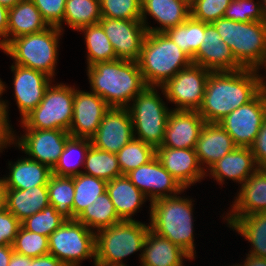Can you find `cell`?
I'll use <instances>...</instances> for the list:
<instances>
[{
	"label": "cell",
	"instance_id": "cell-1",
	"mask_svg": "<svg viewBox=\"0 0 266 266\" xmlns=\"http://www.w3.org/2000/svg\"><path fill=\"white\" fill-rule=\"evenodd\" d=\"M259 70L211 72L198 113L206 123H219L233 110L251 101L262 89Z\"/></svg>",
	"mask_w": 266,
	"mask_h": 266
},
{
	"label": "cell",
	"instance_id": "cell-2",
	"mask_svg": "<svg viewBox=\"0 0 266 266\" xmlns=\"http://www.w3.org/2000/svg\"><path fill=\"white\" fill-rule=\"evenodd\" d=\"M91 91L110 106L127 108L147 84L137 61L116 59L87 67Z\"/></svg>",
	"mask_w": 266,
	"mask_h": 266
},
{
	"label": "cell",
	"instance_id": "cell-3",
	"mask_svg": "<svg viewBox=\"0 0 266 266\" xmlns=\"http://www.w3.org/2000/svg\"><path fill=\"white\" fill-rule=\"evenodd\" d=\"M179 195L181 194L150 203L149 226L150 230L177 244L194 259V200Z\"/></svg>",
	"mask_w": 266,
	"mask_h": 266
},
{
	"label": "cell",
	"instance_id": "cell-4",
	"mask_svg": "<svg viewBox=\"0 0 266 266\" xmlns=\"http://www.w3.org/2000/svg\"><path fill=\"white\" fill-rule=\"evenodd\" d=\"M147 86L161 87L192 59L164 32H147L137 60Z\"/></svg>",
	"mask_w": 266,
	"mask_h": 266
},
{
	"label": "cell",
	"instance_id": "cell-5",
	"mask_svg": "<svg viewBox=\"0 0 266 266\" xmlns=\"http://www.w3.org/2000/svg\"><path fill=\"white\" fill-rule=\"evenodd\" d=\"M231 48L236 61L246 69L266 65V25L262 21L238 22L219 18L212 23Z\"/></svg>",
	"mask_w": 266,
	"mask_h": 266
},
{
	"label": "cell",
	"instance_id": "cell-6",
	"mask_svg": "<svg viewBox=\"0 0 266 266\" xmlns=\"http://www.w3.org/2000/svg\"><path fill=\"white\" fill-rule=\"evenodd\" d=\"M63 33L58 27L49 26L40 32L12 39L2 50L14 60L12 64L41 71L54 79L59 37Z\"/></svg>",
	"mask_w": 266,
	"mask_h": 266
},
{
	"label": "cell",
	"instance_id": "cell-7",
	"mask_svg": "<svg viewBox=\"0 0 266 266\" xmlns=\"http://www.w3.org/2000/svg\"><path fill=\"white\" fill-rule=\"evenodd\" d=\"M159 89L160 87L147 86L127 107L132 119L134 138L155 149L162 145L167 119L172 111L161 99Z\"/></svg>",
	"mask_w": 266,
	"mask_h": 266
},
{
	"label": "cell",
	"instance_id": "cell-8",
	"mask_svg": "<svg viewBox=\"0 0 266 266\" xmlns=\"http://www.w3.org/2000/svg\"><path fill=\"white\" fill-rule=\"evenodd\" d=\"M149 224L140 221H122L95 232V260L126 265L125 257L140 251V260Z\"/></svg>",
	"mask_w": 266,
	"mask_h": 266
},
{
	"label": "cell",
	"instance_id": "cell-9",
	"mask_svg": "<svg viewBox=\"0 0 266 266\" xmlns=\"http://www.w3.org/2000/svg\"><path fill=\"white\" fill-rule=\"evenodd\" d=\"M73 86L52 83L46 89L40 104L20 123L24 129L69 131L73 118Z\"/></svg>",
	"mask_w": 266,
	"mask_h": 266
},
{
	"label": "cell",
	"instance_id": "cell-10",
	"mask_svg": "<svg viewBox=\"0 0 266 266\" xmlns=\"http://www.w3.org/2000/svg\"><path fill=\"white\" fill-rule=\"evenodd\" d=\"M49 254L66 266L95 260V233L77 220H66L48 237Z\"/></svg>",
	"mask_w": 266,
	"mask_h": 266
},
{
	"label": "cell",
	"instance_id": "cell-11",
	"mask_svg": "<svg viewBox=\"0 0 266 266\" xmlns=\"http://www.w3.org/2000/svg\"><path fill=\"white\" fill-rule=\"evenodd\" d=\"M211 72L192 63L161 86L162 95L176 106L172 110L198 111Z\"/></svg>",
	"mask_w": 266,
	"mask_h": 266
},
{
	"label": "cell",
	"instance_id": "cell-12",
	"mask_svg": "<svg viewBox=\"0 0 266 266\" xmlns=\"http://www.w3.org/2000/svg\"><path fill=\"white\" fill-rule=\"evenodd\" d=\"M266 117V90L251 101L233 110L219 124L231 136L237 147H251Z\"/></svg>",
	"mask_w": 266,
	"mask_h": 266
},
{
	"label": "cell",
	"instance_id": "cell-13",
	"mask_svg": "<svg viewBox=\"0 0 266 266\" xmlns=\"http://www.w3.org/2000/svg\"><path fill=\"white\" fill-rule=\"evenodd\" d=\"M23 131L25 133L21 136L16 135V147L28 155L29 159L53 169L63 153L67 140L71 137L69 132L60 129H25Z\"/></svg>",
	"mask_w": 266,
	"mask_h": 266
},
{
	"label": "cell",
	"instance_id": "cell-14",
	"mask_svg": "<svg viewBox=\"0 0 266 266\" xmlns=\"http://www.w3.org/2000/svg\"><path fill=\"white\" fill-rule=\"evenodd\" d=\"M117 59L137 61L147 30L141 20L102 17L99 21Z\"/></svg>",
	"mask_w": 266,
	"mask_h": 266
},
{
	"label": "cell",
	"instance_id": "cell-15",
	"mask_svg": "<svg viewBox=\"0 0 266 266\" xmlns=\"http://www.w3.org/2000/svg\"><path fill=\"white\" fill-rule=\"evenodd\" d=\"M126 176L145 194L150 203L157 199L182 194L185 190L156 156L147 164L127 173Z\"/></svg>",
	"mask_w": 266,
	"mask_h": 266
},
{
	"label": "cell",
	"instance_id": "cell-16",
	"mask_svg": "<svg viewBox=\"0 0 266 266\" xmlns=\"http://www.w3.org/2000/svg\"><path fill=\"white\" fill-rule=\"evenodd\" d=\"M133 138V124L129 110L110 107L90 140L95 148L117 154Z\"/></svg>",
	"mask_w": 266,
	"mask_h": 266
},
{
	"label": "cell",
	"instance_id": "cell-17",
	"mask_svg": "<svg viewBox=\"0 0 266 266\" xmlns=\"http://www.w3.org/2000/svg\"><path fill=\"white\" fill-rule=\"evenodd\" d=\"M110 106L94 92L74 91L73 118L69 134L76 138L91 139Z\"/></svg>",
	"mask_w": 266,
	"mask_h": 266
},
{
	"label": "cell",
	"instance_id": "cell-18",
	"mask_svg": "<svg viewBox=\"0 0 266 266\" xmlns=\"http://www.w3.org/2000/svg\"><path fill=\"white\" fill-rule=\"evenodd\" d=\"M14 74V97L21 115V121L42 101L52 78L41 71L11 64Z\"/></svg>",
	"mask_w": 266,
	"mask_h": 266
},
{
	"label": "cell",
	"instance_id": "cell-19",
	"mask_svg": "<svg viewBox=\"0 0 266 266\" xmlns=\"http://www.w3.org/2000/svg\"><path fill=\"white\" fill-rule=\"evenodd\" d=\"M198 111L172 110L167 119L162 145L175 149H195L205 125Z\"/></svg>",
	"mask_w": 266,
	"mask_h": 266
},
{
	"label": "cell",
	"instance_id": "cell-20",
	"mask_svg": "<svg viewBox=\"0 0 266 266\" xmlns=\"http://www.w3.org/2000/svg\"><path fill=\"white\" fill-rule=\"evenodd\" d=\"M192 61L193 64L212 72L237 71L243 68L212 23L205 26L203 42Z\"/></svg>",
	"mask_w": 266,
	"mask_h": 266
},
{
	"label": "cell",
	"instance_id": "cell-21",
	"mask_svg": "<svg viewBox=\"0 0 266 266\" xmlns=\"http://www.w3.org/2000/svg\"><path fill=\"white\" fill-rule=\"evenodd\" d=\"M229 213L223 217L229 225L234 219L266 212V168H258L240 186Z\"/></svg>",
	"mask_w": 266,
	"mask_h": 266
},
{
	"label": "cell",
	"instance_id": "cell-22",
	"mask_svg": "<svg viewBox=\"0 0 266 266\" xmlns=\"http://www.w3.org/2000/svg\"><path fill=\"white\" fill-rule=\"evenodd\" d=\"M156 157L184 189L206 177L205 171L199 164L195 149L157 147Z\"/></svg>",
	"mask_w": 266,
	"mask_h": 266
},
{
	"label": "cell",
	"instance_id": "cell-23",
	"mask_svg": "<svg viewBox=\"0 0 266 266\" xmlns=\"http://www.w3.org/2000/svg\"><path fill=\"white\" fill-rule=\"evenodd\" d=\"M147 15L160 27L149 26ZM190 16V5L183 0H141V21L147 32H165L183 24Z\"/></svg>",
	"mask_w": 266,
	"mask_h": 266
},
{
	"label": "cell",
	"instance_id": "cell-24",
	"mask_svg": "<svg viewBox=\"0 0 266 266\" xmlns=\"http://www.w3.org/2000/svg\"><path fill=\"white\" fill-rule=\"evenodd\" d=\"M259 167L249 147H236L223 158L213 164L205 173L223 185L225 179L238 182L240 186ZM209 175H208V174Z\"/></svg>",
	"mask_w": 266,
	"mask_h": 266
},
{
	"label": "cell",
	"instance_id": "cell-25",
	"mask_svg": "<svg viewBox=\"0 0 266 266\" xmlns=\"http://www.w3.org/2000/svg\"><path fill=\"white\" fill-rule=\"evenodd\" d=\"M236 147L231 136L219 123H205L196 142L195 153L200 166L206 172Z\"/></svg>",
	"mask_w": 266,
	"mask_h": 266
},
{
	"label": "cell",
	"instance_id": "cell-26",
	"mask_svg": "<svg viewBox=\"0 0 266 266\" xmlns=\"http://www.w3.org/2000/svg\"><path fill=\"white\" fill-rule=\"evenodd\" d=\"M193 258L180 246L149 229L140 266H185L183 260Z\"/></svg>",
	"mask_w": 266,
	"mask_h": 266
},
{
	"label": "cell",
	"instance_id": "cell-27",
	"mask_svg": "<svg viewBox=\"0 0 266 266\" xmlns=\"http://www.w3.org/2000/svg\"><path fill=\"white\" fill-rule=\"evenodd\" d=\"M9 175L3 177L7 189H23L47 185L52 169L42 163L20 157L16 162H9Z\"/></svg>",
	"mask_w": 266,
	"mask_h": 266
},
{
	"label": "cell",
	"instance_id": "cell-28",
	"mask_svg": "<svg viewBox=\"0 0 266 266\" xmlns=\"http://www.w3.org/2000/svg\"><path fill=\"white\" fill-rule=\"evenodd\" d=\"M106 191L122 221H135L132 216L148 200L126 175L108 181Z\"/></svg>",
	"mask_w": 266,
	"mask_h": 266
},
{
	"label": "cell",
	"instance_id": "cell-29",
	"mask_svg": "<svg viewBox=\"0 0 266 266\" xmlns=\"http://www.w3.org/2000/svg\"><path fill=\"white\" fill-rule=\"evenodd\" d=\"M49 25L31 0H22L8 12L7 44L19 36L40 32Z\"/></svg>",
	"mask_w": 266,
	"mask_h": 266
},
{
	"label": "cell",
	"instance_id": "cell-30",
	"mask_svg": "<svg viewBox=\"0 0 266 266\" xmlns=\"http://www.w3.org/2000/svg\"><path fill=\"white\" fill-rule=\"evenodd\" d=\"M47 185L23 189H6V208L20 221L49 206Z\"/></svg>",
	"mask_w": 266,
	"mask_h": 266
},
{
	"label": "cell",
	"instance_id": "cell-31",
	"mask_svg": "<svg viewBox=\"0 0 266 266\" xmlns=\"http://www.w3.org/2000/svg\"><path fill=\"white\" fill-rule=\"evenodd\" d=\"M228 227L251 243L248 254L266 258V212L236 218Z\"/></svg>",
	"mask_w": 266,
	"mask_h": 266
},
{
	"label": "cell",
	"instance_id": "cell-32",
	"mask_svg": "<svg viewBox=\"0 0 266 266\" xmlns=\"http://www.w3.org/2000/svg\"><path fill=\"white\" fill-rule=\"evenodd\" d=\"M76 220L94 233L122 222L107 191L99 195L94 203L89 204Z\"/></svg>",
	"mask_w": 266,
	"mask_h": 266
},
{
	"label": "cell",
	"instance_id": "cell-33",
	"mask_svg": "<svg viewBox=\"0 0 266 266\" xmlns=\"http://www.w3.org/2000/svg\"><path fill=\"white\" fill-rule=\"evenodd\" d=\"M90 146V139L71 136L65 144V148L60 155L58 163L52 169V174L56 176L72 177L82 173L83 171L81 169L79 170V167H83ZM75 154L78 158L73 160L76 156Z\"/></svg>",
	"mask_w": 266,
	"mask_h": 266
},
{
	"label": "cell",
	"instance_id": "cell-34",
	"mask_svg": "<svg viewBox=\"0 0 266 266\" xmlns=\"http://www.w3.org/2000/svg\"><path fill=\"white\" fill-rule=\"evenodd\" d=\"M207 24L190 16L183 24L164 33L193 60L203 42L204 28Z\"/></svg>",
	"mask_w": 266,
	"mask_h": 266
},
{
	"label": "cell",
	"instance_id": "cell-35",
	"mask_svg": "<svg viewBox=\"0 0 266 266\" xmlns=\"http://www.w3.org/2000/svg\"><path fill=\"white\" fill-rule=\"evenodd\" d=\"M74 180V201L73 220H76L89 204L94 203L96 198L106 192L107 181L80 173L73 176Z\"/></svg>",
	"mask_w": 266,
	"mask_h": 266
},
{
	"label": "cell",
	"instance_id": "cell-36",
	"mask_svg": "<svg viewBox=\"0 0 266 266\" xmlns=\"http://www.w3.org/2000/svg\"><path fill=\"white\" fill-rule=\"evenodd\" d=\"M101 18L100 0H66L63 22L71 29L79 31Z\"/></svg>",
	"mask_w": 266,
	"mask_h": 266
},
{
	"label": "cell",
	"instance_id": "cell-37",
	"mask_svg": "<svg viewBox=\"0 0 266 266\" xmlns=\"http://www.w3.org/2000/svg\"><path fill=\"white\" fill-rule=\"evenodd\" d=\"M48 196L50 205L67 220H73L74 180L72 177L56 176L49 178Z\"/></svg>",
	"mask_w": 266,
	"mask_h": 266
},
{
	"label": "cell",
	"instance_id": "cell-38",
	"mask_svg": "<svg viewBox=\"0 0 266 266\" xmlns=\"http://www.w3.org/2000/svg\"><path fill=\"white\" fill-rule=\"evenodd\" d=\"M84 33L87 48V67L104 61L116 60V54L113 50L102 26L98 24L82 27L79 32Z\"/></svg>",
	"mask_w": 266,
	"mask_h": 266
},
{
	"label": "cell",
	"instance_id": "cell-39",
	"mask_svg": "<svg viewBox=\"0 0 266 266\" xmlns=\"http://www.w3.org/2000/svg\"><path fill=\"white\" fill-rule=\"evenodd\" d=\"M83 168L85 171L82 173L103 179L107 182L122 176L117 155L97 149L92 145L88 149Z\"/></svg>",
	"mask_w": 266,
	"mask_h": 266
},
{
	"label": "cell",
	"instance_id": "cell-40",
	"mask_svg": "<svg viewBox=\"0 0 266 266\" xmlns=\"http://www.w3.org/2000/svg\"><path fill=\"white\" fill-rule=\"evenodd\" d=\"M122 175L147 164L156 156V149L142 140L133 138L116 154Z\"/></svg>",
	"mask_w": 266,
	"mask_h": 266
},
{
	"label": "cell",
	"instance_id": "cell-41",
	"mask_svg": "<svg viewBox=\"0 0 266 266\" xmlns=\"http://www.w3.org/2000/svg\"><path fill=\"white\" fill-rule=\"evenodd\" d=\"M67 219L57 213L54 206L49 205L34 215L27 217L21 225L28 231L49 237Z\"/></svg>",
	"mask_w": 266,
	"mask_h": 266
},
{
	"label": "cell",
	"instance_id": "cell-42",
	"mask_svg": "<svg viewBox=\"0 0 266 266\" xmlns=\"http://www.w3.org/2000/svg\"><path fill=\"white\" fill-rule=\"evenodd\" d=\"M12 246L14 252L31 258L49 254L48 237L28 231L22 225Z\"/></svg>",
	"mask_w": 266,
	"mask_h": 266
},
{
	"label": "cell",
	"instance_id": "cell-43",
	"mask_svg": "<svg viewBox=\"0 0 266 266\" xmlns=\"http://www.w3.org/2000/svg\"><path fill=\"white\" fill-rule=\"evenodd\" d=\"M101 17L141 20V0H100Z\"/></svg>",
	"mask_w": 266,
	"mask_h": 266
},
{
	"label": "cell",
	"instance_id": "cell-44",
	"mask_svg": "<svg viewBox=\"0 0 266 266\" xmlns=\"http://www.w3.org/2000/svg\"><path fill=\"white\" fill-rule=\"evenodd\" d=\"M262 0H232L223 18L238 22L263 21Z\"/></svg>",
	"mask_w": 266,
	"mask_h": 266
},
{
	"label": "cell",
	"instance_id": "cell-45",
	"mask_svg": "<svg viewBox=\"0 0 266 266\" xmlns=\"http://www.w3.org/2000/svg\"><path fill=\"white\" fill-rule=\"evenodd\" d=\"M232 0H195L190 5L191 17L204 23H213L223 18Z\"/></svg>",
	"mask_w": 266,
	"mask_h": 266
},
{
	"label": "cell",
	"instance_id": "cell-46",
	"mask_svg": "<svg viewBox=\"0 0 266 266\" xmlns=\"http://www.w3.org/2000/svg\"><path fill=\"white\" fill-rule=\"evenodd\" d=\"M42 14L43 19L49 26L63 30V17L66 0H31Z\"/></svg>",
	"mask_w": 266,
	"mask_h": 266
},
{
	"label": "cell",
	"instance_id": "cell-47",
	"mask_svg": "<svg viewBox=\"0 0 266 266\" xmlns=\"http://www.w3.org/2000/svg\"><path fill=\"white\" fill-rule=\"evenodd\" d=\"M21 222L7 209L0 210V246L13 245Z\"/></svg>",
	"mask_w": 266,
	"mask_h": 266
},
{
	"label": "cell",
	"instance_id": "cell-48",
	"mask_svg": "<svg viewBox=\"0 0 266 266\" xmlns=\"http://www.w3.org/2000/svg\"><path fill=\"white\" fill-rule=\"evenodd\" d=\"M7 103V100H1L0 102V152L7 146L12 144L15 146L16 133L9 122V107Z\"/></svg>",
	"mask_w": 266,
	"mask_h": 266
},
{
	"label": "cell",
	"instance_id": "cell-49",
	"mask_svg": "<svg viewBox=\"0 0 266 266\" xmlns=\"http://www.w3.org/2000/svg\"><path fill=\"white\" fill-rule=\"evenodd\" d=\"M259 168H266V117L257 137L250 147Z\"/></svg>",
	"mask_w": 266,
	"mask_h": 266
},
{
	"label": "cell",
	"instance_id": "cell-50",
	"mask_svg": "<svg viewBox=\"0 0 266 266\" xmlns=\"http://www.w3.org/2000/svg\"><path fill=\"white\" fill-rule=\"evenodd\" d=\"M8 12L9 8L0 4V49L1 50L7 45Z\"/></svg>",
	"mask_w": 266,
	"mask_h": 266
},
{
	"label": "cell",
	"instance_id": "cell-51",
	"mask_svg": "<svg viewBox=\"0 0 266 266\" xmlns=\"http://www.w3.org/2000/svg\"><path fill=\"white\" fill-rule=\"evenodd\" d=\"M27 266H66V265L61 261H59L53 255L47 254L36 258H32L31 262L27 263Z\"/></svg>",
	"mask_w": 266,
	"mask_h": 266
},
{
	"label": "cell",
	"instance_id": "cell-52",
	"mask_svg": "<svg viewBox=\"0 0 266 266\" xmlns=\"http://www.w3.org/2000/svg\"><path fill=\"white\" fill-rule=\"evenodd\" d=\"M13 252L12 245L0 246V266H8Z\"/></svg>",
	"mask_w": 266,
	"mask_h": 266
},
{
	"label": "cell",
	"instance_id": "cell-53",
	"mask_svg": "<svg viewBox=\"0 0 266 266\" xmlns=\"http://www.w3.org/2000/svg\"><path fill=\"white\" fill-rule=\"evenodd\" d=\"M31 260V257L13 252L8 266H27V263H30Z\"/></svg>",
	"mask_w": 266,
	"mask_h": 266
},
{
	"label": "cell",
	"instance_id": "cell-54",
	"mask_svg": "<svg viewBox=\"0 0 266 266\" xmlns=\"http://www.w3.org/2000/svg\"><path fill=\"white\" fill-rule=\"evenodd\" d=\"M233 266H266V258L247 254L244 264H236Z\"/></svg>",
	"mask_w": 266,
	"mask_h": 266
},
{
	"label": "cell",
	"instance_id": "cell-55",
	"mask_svg": "<svg viewBox=\"0 0 266 266\" xmlns=\"http://www.w3.org/2000/svg\"><path fill=\"white\" fill-rule=\"evenodd\" d=\"M6 187L2 177H0V210L6 208Z\"/></svg>",
	"mask_w": 266,
	"mask_h": 266
},
{
	"label": "cell",
	"instance_id": "cell-56",
	"mask_svg": "<svg viewBox=\"0 0 266 266\" xmlns=\"http://www.w3.org/2000/svg\"><path fill=\"white\" fill-rule=\"evenodd\" d=\"M20 1H22V0H0V4L6 6L8 8H11L14 5H16L17 3H19Z\"/></svg>",
	"mask_w": 266,
	"mask_h": 266
},
{
	"label": "cell",
	"instance_id": "cell-57",
	"mask_svg": "<svg viewBox=\"0 0 266 266\" xmlns=\"http://www.w3.org/2000/svg\"><path fill=\"white\" fill-rule=\"evenodd\" d=\"M94 266H127V265H121V264H112V263H107V262H103V261H97L94 260Z\"/></svg>",
	"mask_w": 266,
	"mask_h": 266
},
{
	"label": "cell",
	"instance_id": "cell-58",
	"mask_svg": "<svg viewBox=\"0 0 266 266\" xmlns=\"http://www.w3.org/2000/svg\"><path fill=\"white\" fill-rule=\"evenodd\" d=\"M263 23L266 25V0H262Z\"/></svg>",
	"mask_w": 266,
	"mask_h": 266
},
{
	"label": "cell",
	"instance_id": "cell-59",
	"mask_svg": "<svg viewBox=\"0 0 266 266\" xmlns=\"http://www.w3.org/2000/svg\"><path fill=\"white\" fill-rule=\"evenodd\" d=\"M5 82H3L2 80H1V78H0V102H1V100H2V95H3V92H5L6 91V85L4 84Z\"/></svg>",
	"mask_w": 266,
	"mask_h": 266
},
{
	"label": "cell",
	"instance_id": "cell-60",
	"mask_svg": "<svg viewBox=\"0 0 266 266\" xmlns=\"http://www.w3.org/2000/svg\"><path fill=\"white\" fill-rule=\"evenodd\" d=\"M265 69H266V65H265V67H264ZM262 85H263V89H265L266 90V81H265V79L264 78H262Z\"/></svg>",
	"mask_w": 266,
	"mask_h": 266
},
{
	"label": "cell",
	"instance_id": "cell-61",
	"mask_svg": "<svg viewBox=\"0 0 266 266\" xmlns=\"http://www.w3.org/2000/svg\"><path fill=\"white\" fill-rule=\"evenodd\" d=\"M185 1L186 3H188L189 5H191L195 0H183Z\"/></svg>",
	"mask_w": 266,
	"mask_h": 266
}]
</instances>
